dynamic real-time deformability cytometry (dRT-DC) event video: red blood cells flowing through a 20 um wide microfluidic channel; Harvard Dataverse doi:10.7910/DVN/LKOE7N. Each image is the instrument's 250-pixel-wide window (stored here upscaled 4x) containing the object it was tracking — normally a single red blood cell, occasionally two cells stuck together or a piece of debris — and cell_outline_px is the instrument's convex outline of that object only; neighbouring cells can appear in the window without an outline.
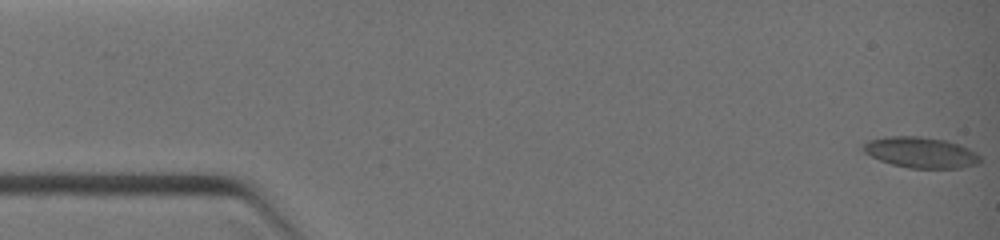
{"species": "common noctule bat (a hibernating species)", "species_latin": "Nyctalus noctula", "temperature_condition": "warm", "stored_images_in_passage": 5, "camera_frame_rate_fps": 3000, "um_per_image_px": 0.085, "animal": {"sex": "female", "body_mass_g": 19.0, "forearm_length_mm": 51.5}, "frame": {"image": 1, "passage_image": 1, "time_ms": 0.0, "image_size_px": [1000, 240], "cell_outline_px": [[984, 160], [976, 164], [960, 168], [912, 168], [892, 164], [880, 160], [864, 152], [860, 148], [868, 140], [884, 136], [920, 136], [944, 140], [960, 144], [976, 152]], "centroid_in_image_um": [78.27, 12.95], "position_along_channel_um": 6.7, "area_um2": 21.1}}
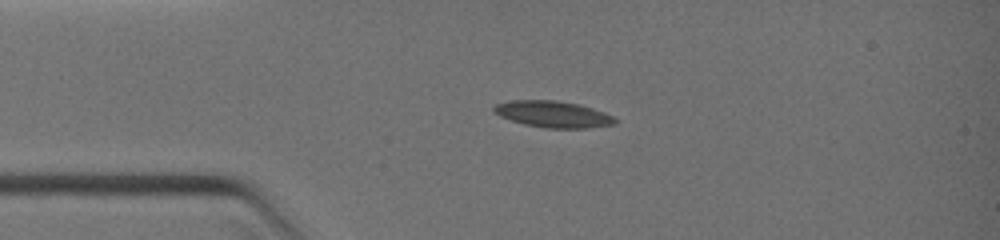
{"frame": {"image": 2, "passage_image": 4, "time_ms": 2.667, "image_size_px": [1000, 240], "cell_outline_px": [[620, 120], [616, 124], [588, 128], [544, 128], [524, 124], [500, 116], [492, 112], [492, 108], [496, 104], [512, 100], [556, 100], [580, 104], [604, 112]], "centroid_in_image_um": [47.03, 9.71], "position_along_channel_um": 38.0, "area_um2": 18.84}}